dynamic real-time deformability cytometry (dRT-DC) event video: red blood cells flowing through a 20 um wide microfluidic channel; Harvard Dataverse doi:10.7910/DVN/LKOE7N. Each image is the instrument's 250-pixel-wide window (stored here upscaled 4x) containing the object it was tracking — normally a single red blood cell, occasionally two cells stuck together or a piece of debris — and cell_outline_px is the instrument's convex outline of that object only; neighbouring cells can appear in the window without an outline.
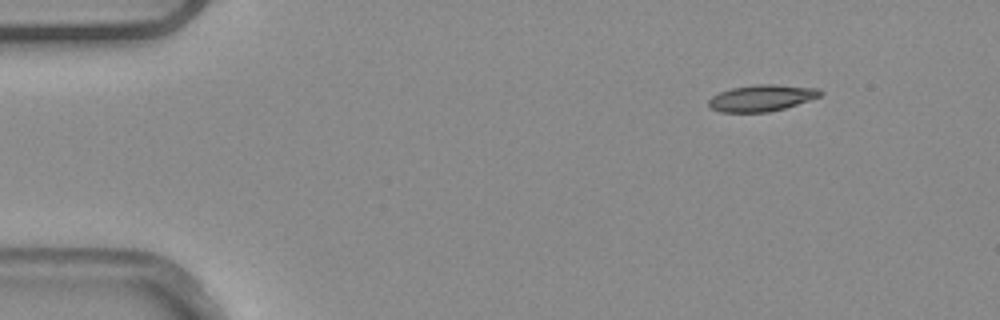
{"species": "common noctule bat (a hibernating species)", "species_latin": "Nyctalus noctula", "temperature_condition": "warm", "stored_images_in_passage": 7, "camera_frame_rate_fps": 3000, "um_per_image_px": 0.085, "animal": {"sex": "male", "body_mass_g": 20.4}, "frame": {"image": 1, "passage_image": 1, "time_ms": 0.0, "image_size_px": [1000, 320], "cell_outline_px": [[824, 92], [820, 96], [784, 108], [768, 112], [720, 112], [712, 108], [708, 104], [708, 100], [712, 96], [720, 92], [732, 88], [756, 84], [776, 84], [820, 88]], "centroid_in_image_um": [64.75, 8.32], "position_along_channel_um": 20.2, "area_um2": 17.17}}
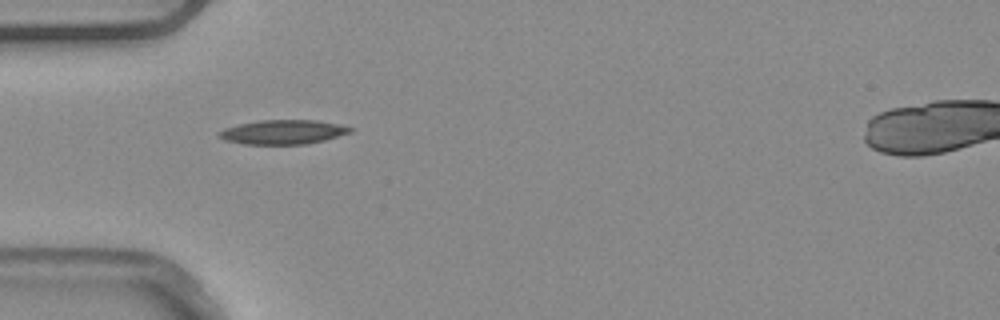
{"frame": {"image": 2, "passage_image": 3, "time_ms": 0.667, "image_size_px": [1000, 320], "cell_outline_px": [[356, 128], [352, 132], [324, 140], [308, 144], [244, 144], [224, 140], [216, 136], [216, 132], [224, 128], [240, 124], [260, 120], [316, 120]], "centroid_in_image_um": [24.03, 11.22], "position_along_channel_um": 61.0, "area_um2": 18.67}}